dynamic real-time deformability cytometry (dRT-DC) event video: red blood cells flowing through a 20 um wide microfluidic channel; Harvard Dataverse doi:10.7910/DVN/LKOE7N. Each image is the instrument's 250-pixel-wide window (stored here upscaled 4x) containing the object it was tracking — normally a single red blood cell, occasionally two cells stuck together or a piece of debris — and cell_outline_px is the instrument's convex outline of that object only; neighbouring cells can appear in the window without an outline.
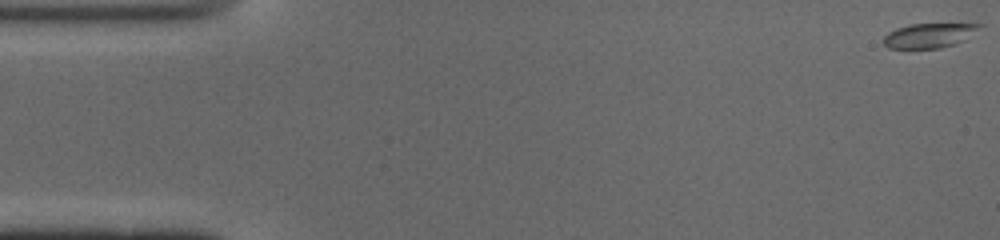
{"species": "common noctule bat (a hibernating species)", "species_latin": "Nyctalus noctula", "temperature_condition": "cold", "stored_images_in_passage": 52, "camera_frame_rate_fps": 3000, "um_per_image_px": 0.085, "animal": {"sex": "male", "body_mass_g": 19.0, "forearm_length_mm": 50.8}, "frame": {"image": 1, "passage_image": 1, "time_ms": 0.0, "image_size_px": [1000, 240], "cell_outline_px": [[984, 24], [956, 44], [940, 48], [888, 48], [884, 44], [884, 36], [888, 32], [896, 28], [912, 24]], "centroid_in_image_um": [78.9, 3.02], "position_along_channel_um": 6.1, "area_um2": 13.35}}
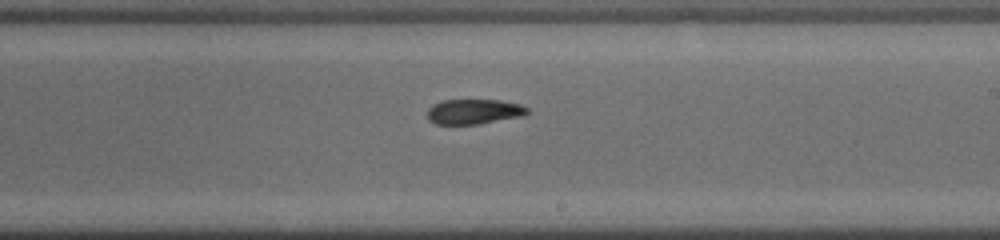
{"frame": {"image": 2, "passage_image": 30, "time_ms": 9.667, "image_size_px": [1000, 240], "cell_outline_px": [[528, 112], [520, 116], [476, 124], [436, 124], [428, 120], [428, 108], [432, 104], [444, 100], [500, 100], [520, 104], [528, 108]], "centroid_in_image_um": [40.24, 9.48], "position_along_channel_um": 248.8, "area_um2": 14.39}}
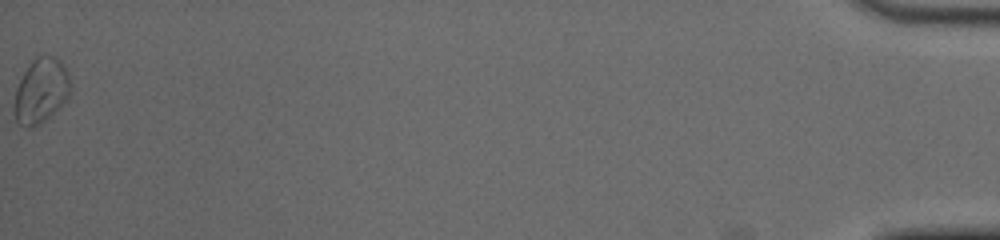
{"frame": {"image": 3, "passage_image": 52, "time_ms": 17.0, "image_size_px": [1000, 240], "cell_outline_px": [[68, 96], [44, 120], [28, 128], [24, 128], [16, 120], [16, 88], [24, 72], [32, 60], [36, 56], [52, 56], [60, 60], [68, 72]], "centroid_in_image_um": [3.47, 7.67], "position_along_channel_um": 431.7, "area_um2": 20.17}, "authors_computed_cell_mechanics": {"area_um2": 15.317, "velocity_mm_per_s": 3.9223, "shape_relaxation_time_tau1_ms": 3.6964, "shape_relaxation_time_tau2_ms": 1.4425, "deformation_change_tau1": 0.1414, "deformation_change_tau2": 0.078}}